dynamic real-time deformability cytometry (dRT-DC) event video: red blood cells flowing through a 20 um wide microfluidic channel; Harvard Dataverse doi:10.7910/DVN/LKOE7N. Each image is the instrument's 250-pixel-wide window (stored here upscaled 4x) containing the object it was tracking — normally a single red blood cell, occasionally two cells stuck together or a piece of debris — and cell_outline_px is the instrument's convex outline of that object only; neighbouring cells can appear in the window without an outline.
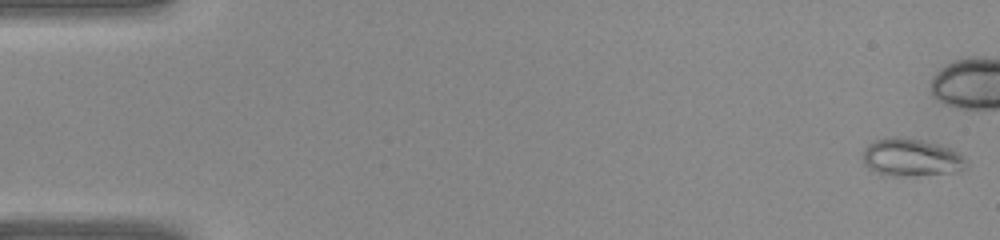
{"species": "common noctule bat (a hibernating species)", "species_latin": "Nyctalus noctula", "temperature_condition": "warm", "stored_images_in_passage": 33, "camera_frame_rate_fps": 3000, "um_per_image_px": 0.085, "animal": {"sex": "female", "body_mass_g": 22.0, "forearm_length_mm": 56.7}, "frame": {"image": 1, "passage_image": 1, "time_ms": 0.0, "image_size_px": [1000, 240], "cell_outline_px": [[968, 168], [952, 172], [904, 176], [896, 176], [880, 172], [868, 168], [864, 164], [864, 148], [868, 144], [876, 140], [888, 136], [900, 136], [920, 140], [936, 144], [948, 148], [964, 156], [968, 160]], "centroid_in_image_um": [77.47, 13.37], "position_along_channel_um": 7.5, "area_um2": 22.48}}
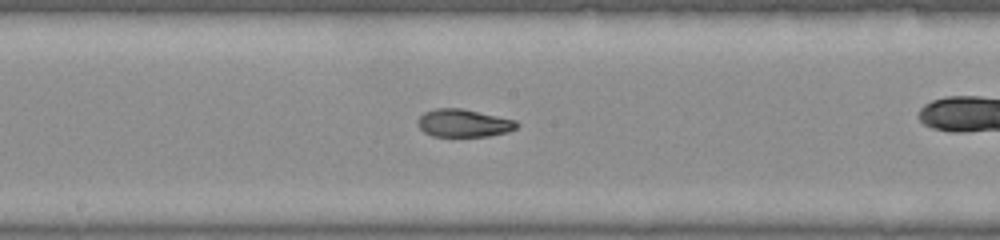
{"frame": {"image": 2, "passage_image": 22, "time_ms": 7.0, "image_size_px": [1000, 240], "cell_outline_px": [[520, 124], [516, 128], [508, 132], [488, 136], [432, 136], [424, 132], [420, 128], [416, 120], [424, 112], [436, 108], [460, 108], [516, 120]], "centroid_in_image_um": [39.4, 10.46], "position_along_channel_um": 208.8, "area_um2": 16.01}}
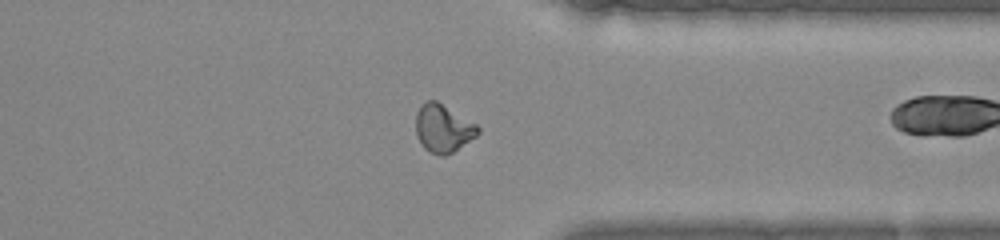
{"frame": {"image": 3, "passage_image": 32, "time_ms": 10.333, "image_size_px": [1000, 240], "cell_outline_px": [[480, 132], [476, 136], [452, 152], [444, 156], [440, 156], [428, 152], [420, 144], [416, 136], [416, 112], [420, 104], [428, 100], [436, 100], [476, 124], [480, 128]], "centroid_in_image_um": [37.62, 10.91], "position_along_channel_um": 373.8, "area_um2": 17.4}}